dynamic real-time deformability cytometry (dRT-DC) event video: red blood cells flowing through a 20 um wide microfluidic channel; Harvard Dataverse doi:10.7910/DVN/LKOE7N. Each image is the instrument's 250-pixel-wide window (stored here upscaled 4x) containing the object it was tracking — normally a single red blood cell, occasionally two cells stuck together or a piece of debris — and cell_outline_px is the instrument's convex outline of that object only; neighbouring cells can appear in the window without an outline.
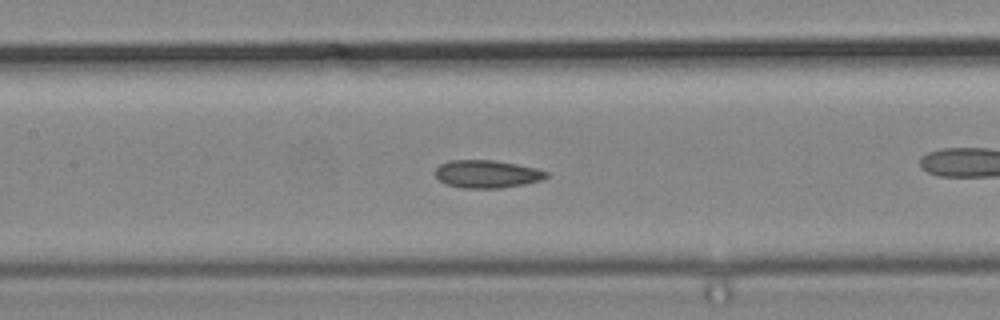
{"species": "common noctule bat (a hibernating species)", "species_latin": "Nyctalus noctula", "temperature_condition": "cold", "stored_images_in_passage": 30, "camera_frame_rate_fps": 3000, "um_per_image_px": 0.085, "animal": {"sex": "male", "body_mass_g": 19.2, "forearm_length_mm": 51.8}, "frame": {"image": 1, "passage_image": 9, "time_ms": 2.667, "image_size_px": [1000, 320], "cell_outline_px": [[548, 176], [540, 180], [524, 184], [500, 188], [464, 188], [448, 184], [440, 180], [436, 176], [436, 168], [440, 164], [448, 160], [492, 160], [516, 164], [536, 168], [548, 172]], "centroid_in_image_um": [41.39, 14.78], "position_along_channel_um": 166.0, "area_um2": 17.8}}
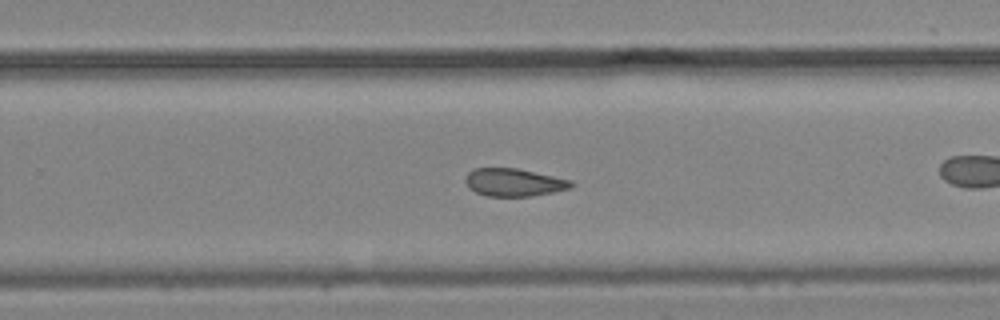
{"frame": {"image": 2, "passage_image": 18, "time_ms": 5.667, "image_size_px": [1000, 320], "cell_outline_px": [[572, 188], [532, 196], [484, 196], [468, 188], [464, 180], [468, 172], [472, 168], [516, 168], [572, 180]], "centroid_in_image_um": [43.64, 15.5], "position_along_channel_um": 286.2, "area_um2": 17.17}}